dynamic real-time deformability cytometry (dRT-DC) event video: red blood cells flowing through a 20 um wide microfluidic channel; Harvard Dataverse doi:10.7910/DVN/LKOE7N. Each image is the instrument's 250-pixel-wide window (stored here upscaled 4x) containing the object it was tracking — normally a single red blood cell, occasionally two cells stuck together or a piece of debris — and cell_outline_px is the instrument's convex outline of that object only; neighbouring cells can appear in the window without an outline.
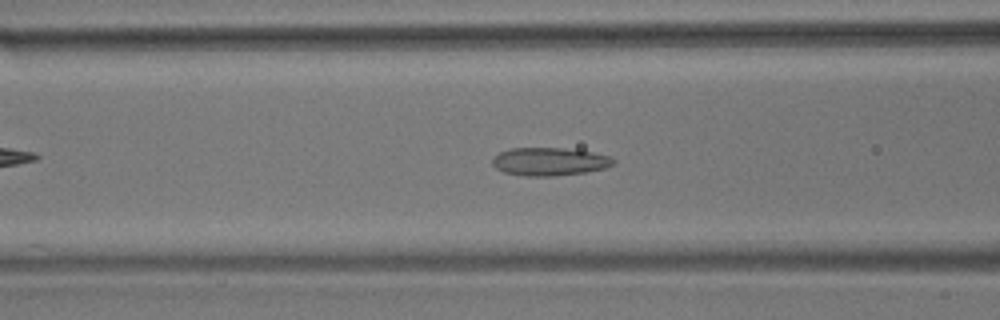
{"species": "common noctule bat (a hibernating species)", "species_latin": "Nyctalus noctula", "temperature_condition": "room temperature", "stored_images_in_passage": 50, "camera_frame_rate_fps": 3000, "um_per_image_px": 0.085, "animal": {"sex": "male", "body_mass_g": 17.9}, "frame": {"image": 1, "passage_image": 16, "time_ms": 5.0, "image_size_px": [1000, 320], "cell_outline_px": [[616, 164], [604, 168], [584, 172], [556, 176], [524, 176], [504, 172], [496, 168], [492, 164], [492, 160], [500, 152], [512, 148], [564, 148], [592, 152], [608, 156], [616, 160]], "centroid_in_image_um": [46.72, 13.74], "position_along_channel_um": 119.9, "area_um2": 19.71}}
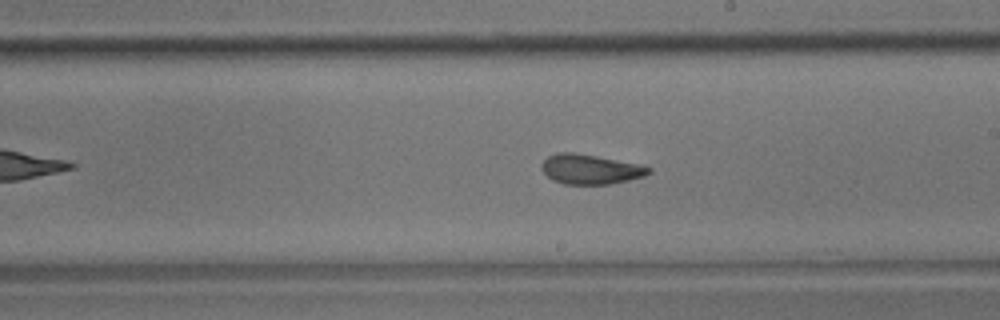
{"frame": {"image": 2, "passage_image": 26, "time_ms": 8.333, "image_size_px": [1000, 320], "cell_outline_px": [[652, 172], [644, 176], [628, 180], [608, 184], [564, 184], [552, 180], [540, 168], [540, 164], [548, 156], [556, 152], [572, 152], [596, 156], [640, 164], [652, 168]], "centroid_in_image_um": [50.16, 14.38], "position_along_channel_um": 238.8, "area_um2": 18.61}}
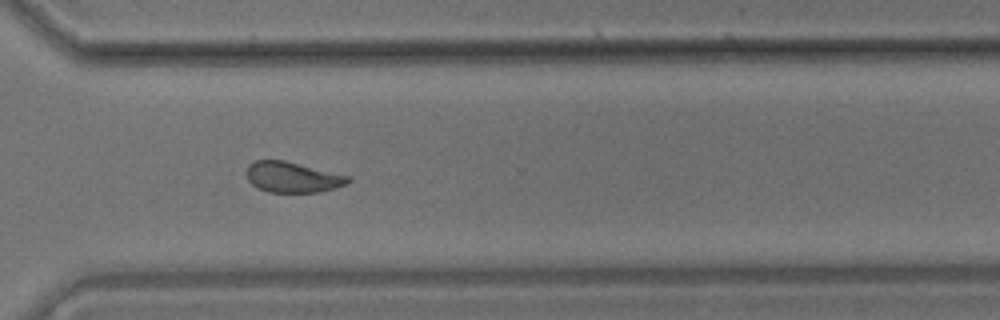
{"frame": {"image": 3, "passage_image": 35, "time_ms": 11.333, "image_size_px": [1000, 320], "cell_outline_px": [[352, 180], [348, 184], [336, 188], [320, 192], [268, 192], [256, 188], [248, 180], [248, 164], [256, 160], [284, 160], [352, 176]], "centroid_in_image_um": [24.93, 15.06], "position_along_channel_um": 345.7, "area_um2": 18.32}, "authors_computed_cell_mechanics": {"area_um2": 19.0162, "velocity_mm_per_s": 3.5659, "shape_relaxation_time_tau1_ms": 10.2266, "shape_relaxation_time_tau2_ms": 1.1987, "deformation_change_tau1": 0.2042, "deformation_change_tau2": 0.0806}}